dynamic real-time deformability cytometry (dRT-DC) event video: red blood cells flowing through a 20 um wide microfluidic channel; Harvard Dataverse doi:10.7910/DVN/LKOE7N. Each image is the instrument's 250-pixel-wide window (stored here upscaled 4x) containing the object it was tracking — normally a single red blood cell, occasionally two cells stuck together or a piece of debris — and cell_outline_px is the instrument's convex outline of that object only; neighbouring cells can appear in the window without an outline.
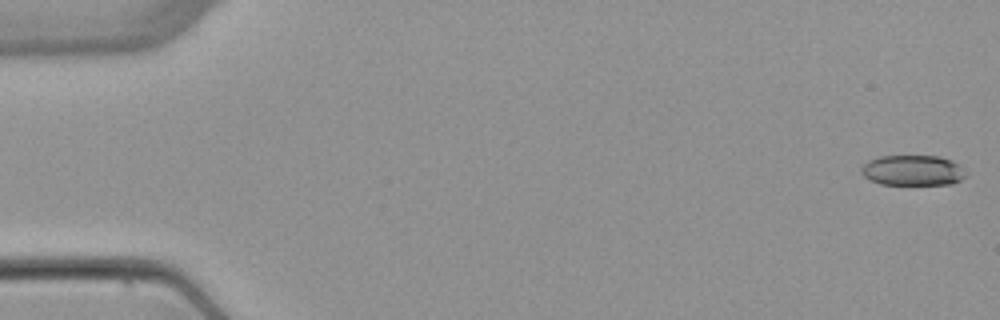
{"species": "common noctule bat (a hibernating species)", "species_latin": "Nyctalus noctula", "temperature_condition": "warm", "stored_images_in_passage": 5, "camera_frame_rate_fps": 3000, "um_per_image_px": 0.085, "animal": {"sex": "female", "body_mass_g": 22.7, "forearm_length_mm": 54.2}, "frame": {"image": 1, "passage_image": 1, "time_ms": 0.0, "image_size_px": [1000, 320], "cell_outline_px": [[964, 176], [960, 180], [952, 184], [880, 184], [868, 180], [860, 172], [860, 168], [868, 160], [880, 156], [940, 156], [952, 160], [960, 164]], "centroid_in_image_um": [77.53, 14.47], "position_along_channel_um": 7.5, "area_um2": 18.55}}
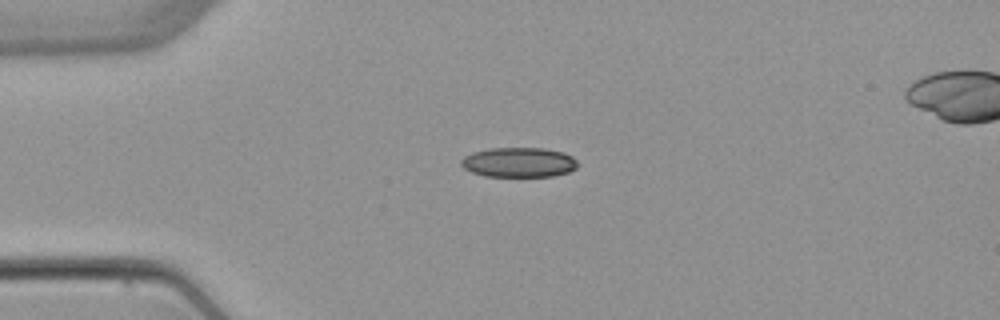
{"frame": {"image": 2, "passage_image": 4, "time_ms": 4.0, "image_size_px": [1000, 320], "cell_outline_px": [[576, 168], [568, 172], [552, 176], [484, 176], [472, 172], [464, 168], [460, 164], [460, 160], [464, 156], [472, 152], [488, 148], [544, 148], [564, 152], [572, 156], [576, 160]], "centroid_in_image_um": [44.07, 13.79], "position_along_channel_um": 40.9, "area_um2": 20.29}}